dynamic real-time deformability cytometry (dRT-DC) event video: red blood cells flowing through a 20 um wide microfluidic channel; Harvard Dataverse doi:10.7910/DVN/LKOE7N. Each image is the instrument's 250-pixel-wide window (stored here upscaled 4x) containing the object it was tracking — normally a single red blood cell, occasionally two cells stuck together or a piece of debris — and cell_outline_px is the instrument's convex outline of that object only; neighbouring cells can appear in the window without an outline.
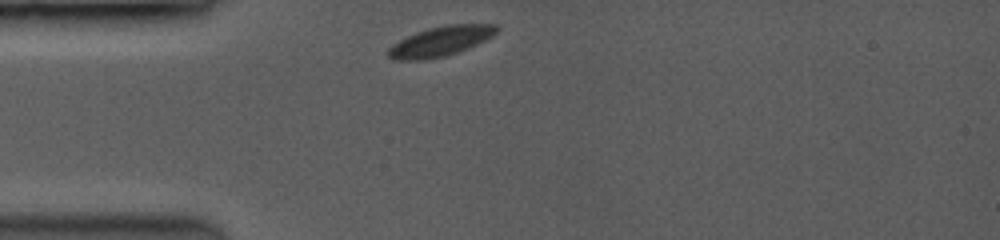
{"species": "common noctule bat (a hibernating species)", "species_latin": "Nyctalus noctula", "temperature_condition": "room temperature", "stored_images_in_passage": 12, "camera_frame_rate_fps": 3500, "um_per_image_px": 0.085, "animal": {"sex": "female", "body_mass_g": 19.0, "forearm_length_mm": 53.3}, "frame": {"image": 1, "passage_image": 1, "time_ms": 0.0, "image_size_px": [1000, 240], "cell_outline_px": [[500, 28], [492, 36], [476, 44], [456, 52], [444, 56], [420, 60], [396, 60], [388, 56], [388, 48], [392, 44], [416, 32], [428, 28], [448, 24], [496, 24]], "centroid_in_image_um": [37.44, 3.49], "position_along_channel_um": 47.6, "area_um2": 18.55}}
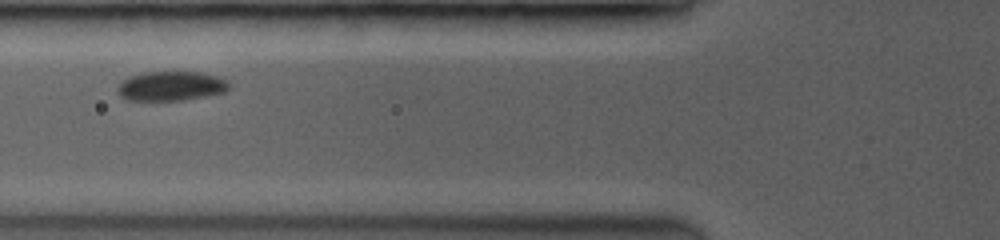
{"frame": {"image": 2, "passage_image": 8, "time_ms": 2.0, "image_size_px": [1000, 240], "cell_outline_px": [[228, 88], [224, 92], [180, 100], [132, 100], [124, 96], [116, 88], [124, 80], [132, 76], [144, 72], [196, 72], [216, 76], [228, 80]], "centroid_in_image_um": [14.56, 7.3], "position_along_channel_um": 111.2, "area_um2": 18.5}}
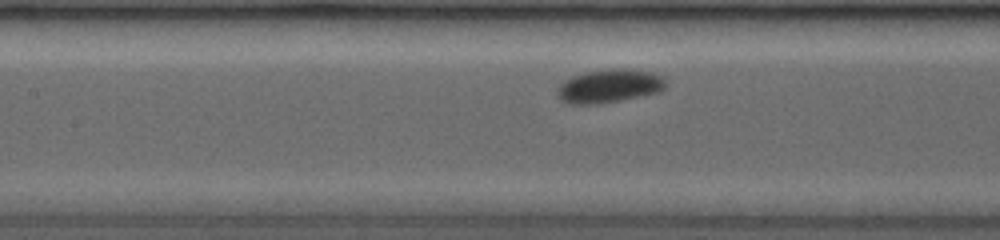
{"frame": {"image": 3, "passage_image": 11, "time_ms": 3.143, "image_size_px": [1000, 240], "cell_outline_px": [[664, 88], [656, 92], [616, 100], [584, 104], [564, 100], [560, 96], [560, 84], [564, 80], [572, 76], [584, 72], [608, 68], [624, 68], [648, 72], [660, 76], [664, 80]], "centroid_in_image_um": [51.79, 7.26], "position_along_channel_um": 155.6, "area_um2": 20.0}}